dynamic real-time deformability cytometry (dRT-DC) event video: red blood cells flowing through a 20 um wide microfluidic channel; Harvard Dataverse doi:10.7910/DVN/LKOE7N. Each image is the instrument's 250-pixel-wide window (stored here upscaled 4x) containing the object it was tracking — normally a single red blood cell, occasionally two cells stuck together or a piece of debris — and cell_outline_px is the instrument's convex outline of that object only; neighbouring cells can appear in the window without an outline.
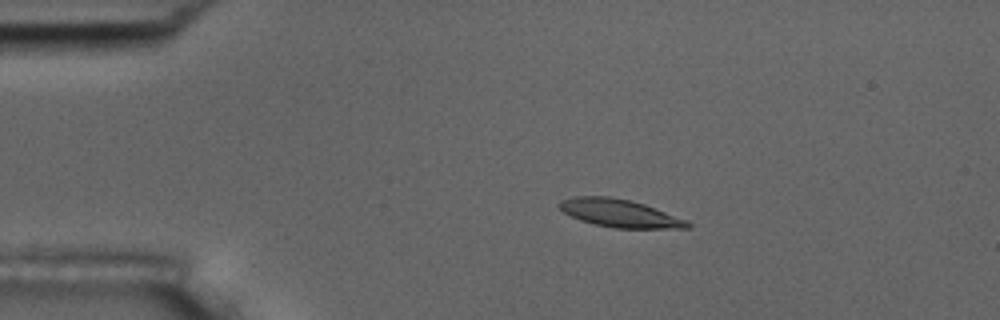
{"species": "common noctule bat (a hibernating species)", "species_latin": "Nyctalus noctula", "temperature_condition": "room temperature", "stored_images_in_passage": 7, "camera_frame_rate_fps": 3000, "um_per_image_px": 0.085, "animal": {"sex": "male", "body_mass_g": 17.5, "forearm_length_mm": 52.3}, "frame": {"image": 1, "passage_image": 3, "time_ms": 2.333, "image_size_px": [1000, 320], "cell_outline_px": [[692, 228], [616, 228], [596, 224], [580, 220], [564, 212], [560, 208], [560, 200], [572, 196], [608, 196], [628, 200], [644, 204], [688, 220], [692, 224]], "centroid_in_image_um": [52.71, 18.12], "position_along_channel_um": 32.3, "area_um2": 20.63}}
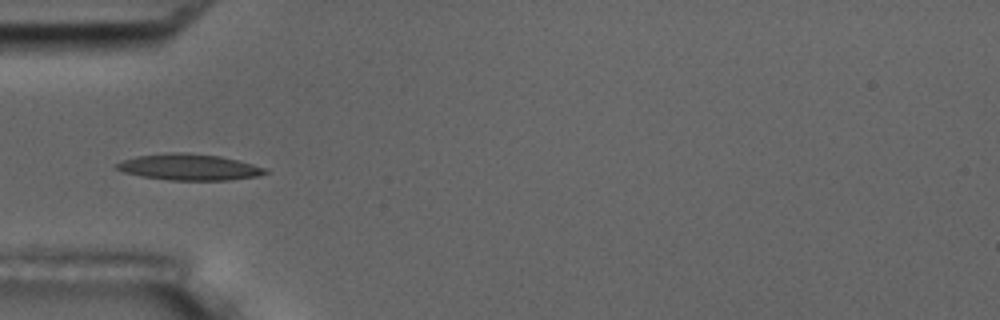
{"frame": {"image": 2, "passage_image": 5, "time_ms": 4.667, "image_size_px": [1000, 320], "cell_outline_px": [[268, 172], [256, 176], [228, 180], [168, 180], [140, 176], [124, 172], [116, 168], [112, 164], [136, 156], [172, 152], [188, 152], [220, 156], [268, 168]], "centroid_in_image_um": [16.04, 14.2], "position_along_channel_um": 69.0, "area_um2": 22.72}}